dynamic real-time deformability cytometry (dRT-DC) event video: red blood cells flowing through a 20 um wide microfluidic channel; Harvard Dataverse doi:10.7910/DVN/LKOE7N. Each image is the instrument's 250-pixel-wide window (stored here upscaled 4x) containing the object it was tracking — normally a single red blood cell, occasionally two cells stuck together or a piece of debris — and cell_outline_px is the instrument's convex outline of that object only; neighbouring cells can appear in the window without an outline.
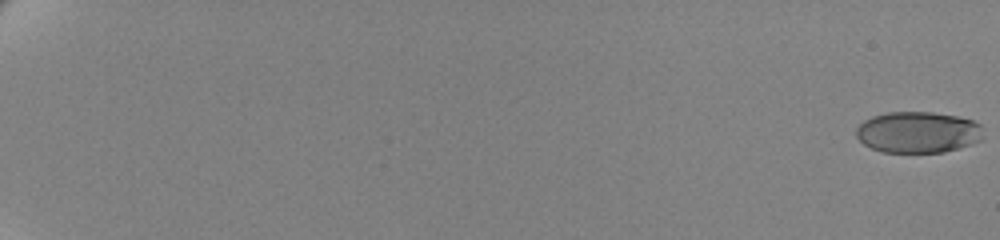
{"species": "human", "species_latin": "Homo sapiens", "temperature_condition": "cold", "stored_images_in_passage": 63, "camera_frame_rate_fps": 3000, "um_per_image_px": 0.085, "donor": {"sex": "female"}, "frame": {"image": 1, "passage_image": 1, "time_ms": 0.0, "image_size_px": [1000, 240], "cell_outline_px": [[980, 140], [972, 144], [960, 148], [944, 152], [884, 152], [872, 148], [864, 144], [856, 136], [856, 128], [864, 120], [872, 116], [888, 112], [932, 112], [956, 116], [972, 120], [980, 124]], "centroid_in_image_um": [78.0, 11.24], "position_along_channel_um": 7.0, "area_um2": 30.4}}
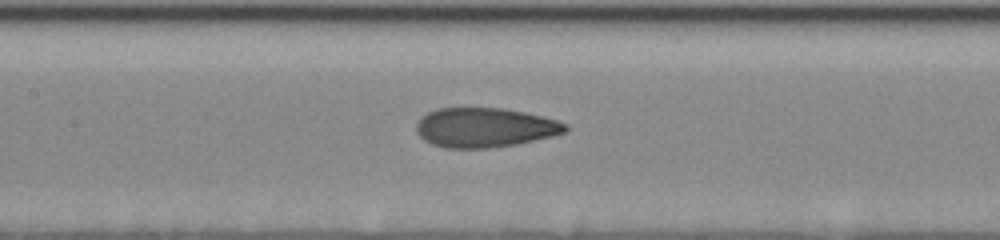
{"frame": {"image": 2, "passage_image": 35, "time_ms": 11.333, "image_size_px": [1000, 240], "cell_outline_px": [[568, 128], [564, 132], [552, 136], [516, 144], [488, 148], [444, 148], [432, 144], [424, 140], [416, 132], [416, 124], [428, 112], [436, 108], [504, 108], [524, 112], [556, 120], [568, 124]], "centroid_in_image_um": [41.19, 10.84], "position_along_channel_um": 166.2, "area_um2": 34.16}}
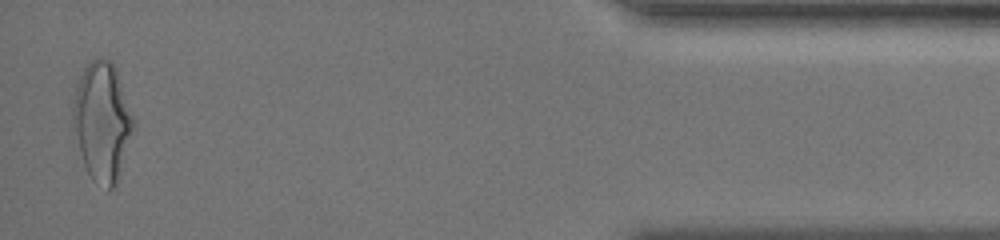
{"frame": {"image": 3, "passage_image": 62, "time_ms": 20.333, "image_size_px": [1000, 240], "cell_outline_px": [[136, 120], [116, 184], [108, 192], [92, 180], [84, 164], [80, 152], [72, 124], [72, 104], [76, 88], [80, 76], [84, 68], [92, 60], [100, 56], [108, 60], [116, 68]], "centroid_in_image_um": [8.69, 10.33], "position_along_channel_um": 426.5, "area_um2": 41.91}, "authors_computed_cell_mechanics": {"area_um2": 33.9864, "velocity_mm_per_s": 3.4969, "shape_relaxation_time_tau1_ms": 6.2688, "shape_relaxation_time_tau2_ms": 1.1667, "deformation_change_tau1": 0.1778, "deformation_change_tau2": 0.0692}}